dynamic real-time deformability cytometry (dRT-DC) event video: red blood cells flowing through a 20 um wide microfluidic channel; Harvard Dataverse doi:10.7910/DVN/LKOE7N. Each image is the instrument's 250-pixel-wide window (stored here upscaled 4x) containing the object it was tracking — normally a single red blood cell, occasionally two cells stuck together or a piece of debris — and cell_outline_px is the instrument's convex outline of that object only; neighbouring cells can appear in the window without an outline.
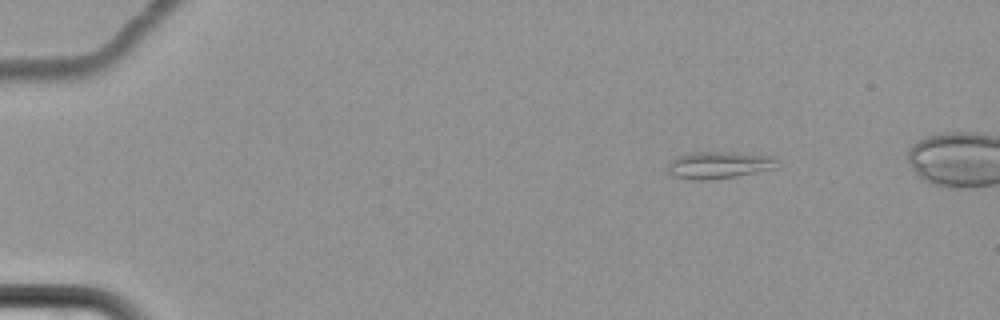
{"species": "common noctule bat (a hibernating species)", "species_latin": "Nyctalus noctula", "temperature_condition": "cold", "stored_images_in_passage": 8, "camera_frame_rate_fps": 3000, "um_per_image_px": 0.085, "animal": {"sex": "female", "body_mass_g": 22.7, "forearm_length_mm": 54.2}, "frame": {"image": 1, "passage_image": 1, "time_ms": 0.0, "image_size_px": [1000, 320], "cell_outline_px": [[776, 168], [736, 176], [708, 180], [696, 180], [676, 176], [668, 172], [668, 164], [676, 156], [688, 152], [736, 152], [776, 156]], "centroid_in_image_um": [61.11, 14.01], "position_along_channel_um": 23.9, "area_um2": 17.28}}
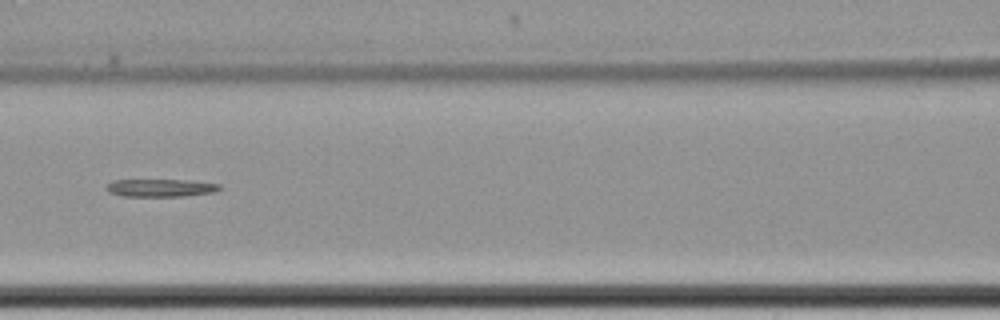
{"frame": {"image": 2, "passage_image": 7, "time_ms": 7.0, "image_size_px": [1000, 320], "cell_outline_px": [[224, 188], [216, 192], [184, 196], [124, 196], [108, 192], [104, 188], [112, 180], [184, 180], [220, 184]], "centroid_in_image_um": [13.67, 15.97], "position_along_channel_um": 152.9, "area_um2": 11.73}}
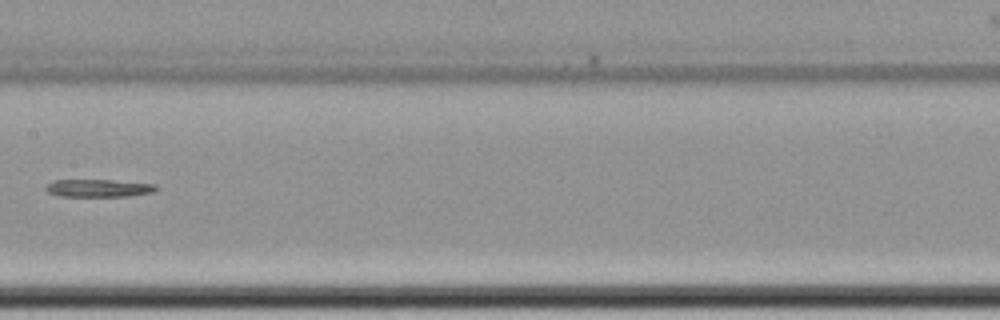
{"frame": {"image": 3, "passage_image": 8, "time_ms": 8.333, "image_size_px": [1000, 320], "cell_outline_px": [[160, 188], [152, 192], [128, 196], [60, 196], [48, 192], [44, 188], [52, 180], [112, 180], [156, 184]], "centroid_in_image_um": [8.39, 15.98], "position_along_channel_um": 199.0, "area_um2": 11.33}}